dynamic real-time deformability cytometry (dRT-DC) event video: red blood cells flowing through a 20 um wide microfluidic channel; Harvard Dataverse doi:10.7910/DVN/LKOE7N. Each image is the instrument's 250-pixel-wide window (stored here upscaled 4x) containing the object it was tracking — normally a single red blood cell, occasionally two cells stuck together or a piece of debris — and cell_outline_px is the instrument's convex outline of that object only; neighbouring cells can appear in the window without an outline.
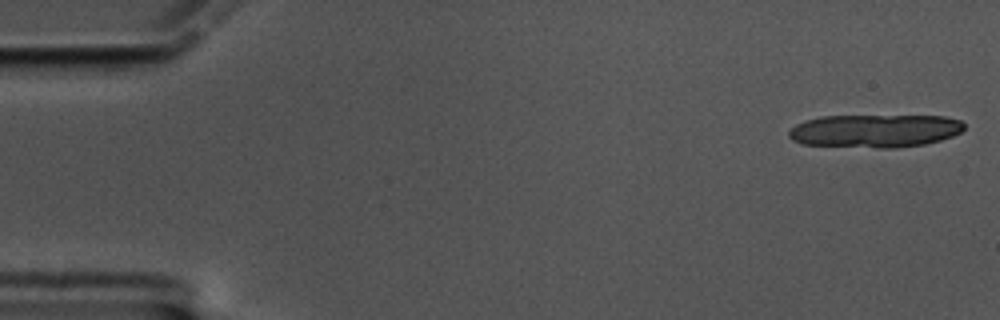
{"species": "common noctule bat (a hibernating species)", "species_latin": "Nyctalus noctula", "temperature_condition": "cold", "stored_images_in_passage": 18, "camera_frame_rate_fps": 3000, "um_per_image_px": 0.085, "animal": {"sex": "male", "body_mass_g": 17.5, "forearm_length_mm": 52.3}, "frame": {"image": 1, "passage_image": 1, "time_ms": 0.0, "image_size_px": [1000, 320], "cell_outline_px": [[964, 128], [960, 132], [952, 136], [940, 140], [924, 144], [896, 148], [880, 148], [800, 144], [792, 140], [788, 136], [788, 132], [796, 124], [804, 120], [820, 116], [944, 116], [960, 120], [964, 124]], "centroid_in_image_um": [74.34, 11.12], "position_along_channel_um": 10.7, "area_um2": 33.93}}